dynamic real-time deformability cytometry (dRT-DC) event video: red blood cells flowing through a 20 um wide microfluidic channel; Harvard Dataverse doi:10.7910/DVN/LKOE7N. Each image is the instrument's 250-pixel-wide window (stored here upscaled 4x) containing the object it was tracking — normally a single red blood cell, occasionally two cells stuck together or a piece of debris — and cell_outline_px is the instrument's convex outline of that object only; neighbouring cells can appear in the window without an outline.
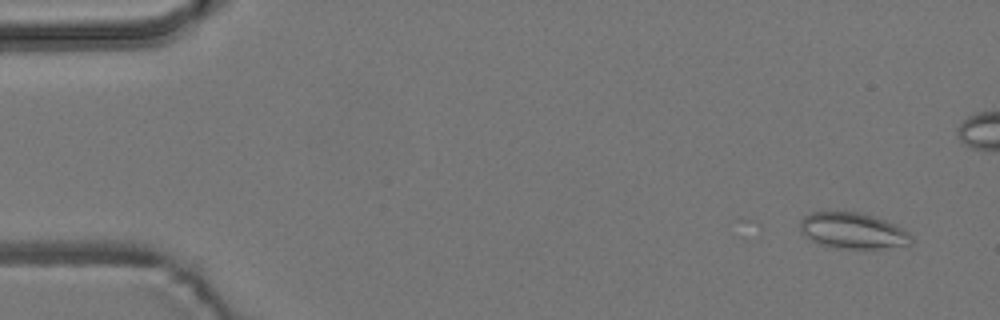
{"species": "common noctule bat (a hibernating species)", "species_latin": "Nyctalus noctula", "temperature_condition": "room temperature", "stored_images_in_passage": 6, "camera_frame_rate_fps": 3000, "um_per_image_px": 0.085, "animal": {"sex": "male", "body_mass_g": 19.2, "forearm_length_mm": 51.8}, "frame": {"image": 1, "passage_image": 1, "time_ms": 0.0, "image_size_px": [1000, 320], "cell_outline_px": [[912, 240], [908, 244], [884, 248], [836, 248], [820, 244], [812, 240], [800, 228], [800, 220], [804, 216], [812, 212], [860, 212], [876, 216], [908, 232], [912, 236]], "centroid_in_image_um": [72.48, 19.6], "position_along_channel_um": 12.5, "area_um2": 22.89}}